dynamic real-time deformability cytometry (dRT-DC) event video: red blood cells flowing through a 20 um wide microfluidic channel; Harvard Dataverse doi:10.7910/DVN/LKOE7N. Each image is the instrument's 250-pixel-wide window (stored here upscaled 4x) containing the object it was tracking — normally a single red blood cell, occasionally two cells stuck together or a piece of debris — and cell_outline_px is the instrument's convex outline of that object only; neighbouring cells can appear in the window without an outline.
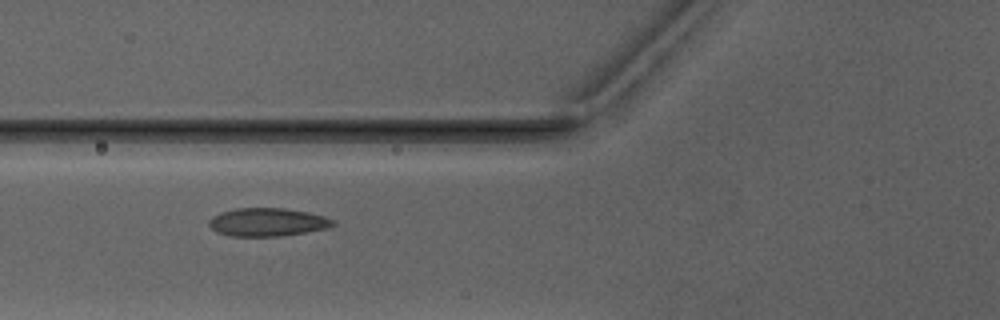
{"species": "Egyptian fruit bat (a non-hibernating species)", "species_latin": "Rousettus aegyptiacus", "temperature_condition": "warm", "stored_images_in_passage": 6, "camera_frame_rate_fps": 3000, "um_per_image_px": 0.085, "animal": {"sex": "male"}, "frame": {"image": 1, "passage_image": 4, "time_ms": 3.667, "image_size_px": [1000, 320], "cell_outline_px": [[336, 224], [328, 228], [280, 236], [232, 236], [216, 232], [208, 224], [208, 220], [212, 216], [220, 212], [236, 208], [284, 208], [308, 212], [324, 216], [336, 220]], "centroid_in_image_um": [22.73, 18.87], "position_along_channel_um": 103.1, "area_um2": 20.46}}
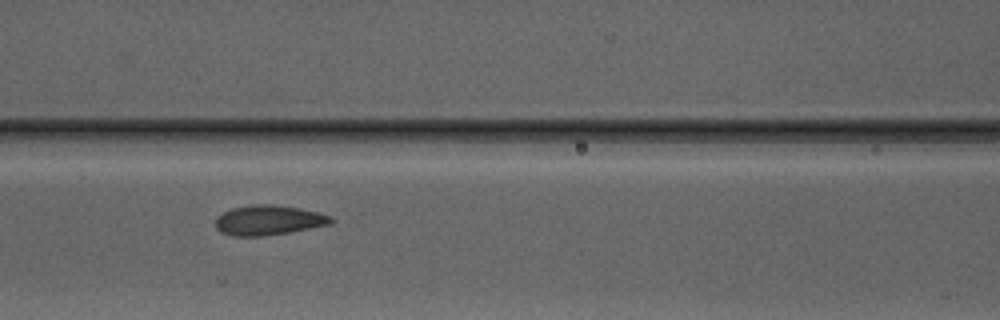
{"frame": {"image": 2, "passage_image": 5, "time_ms": 4.667, "image_size_px": [1000, 320], "cell_outline_px": [[336, 220], [332, 224], [288, 232], [264, 236], [232, 236], [220, 232], [216, 228], [216, 216], [232, 208], [252, 204], [272, 204], [296, 208], [316, 212], [328, 216]], "centroid_in_image_um": [22.79, 18.72], "position_along_channel_um": 143.8, "area_um2": 20.0}}
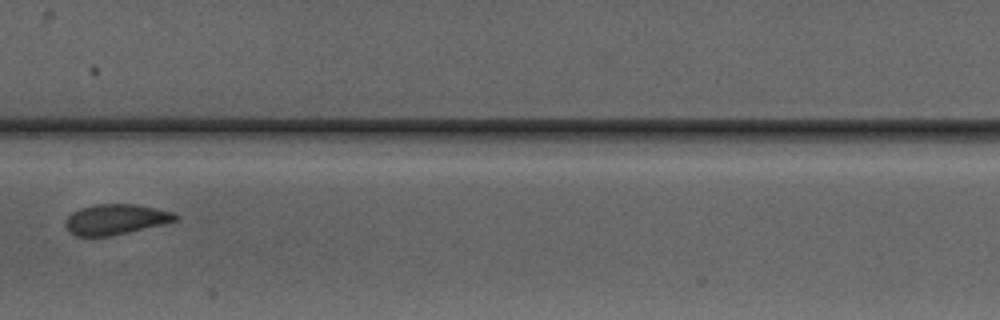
{"frame": {"image": 3, "passage_image": 6, "time_ms": 6.0, "image_size_px": [1000, 320], "cell_outline_px": [[180, 220], [164, 224], [112, 236], [76, 236], [68, 228], [68, 216], [72, 212], [80, 208], [96, 204], [136, 204], [156, 208], [172, 212], [180, 216]], "centroid_in_image_um": [9.92, 18.64], "position_along_channel_um": 197.5, "area_um2": 19.36}}